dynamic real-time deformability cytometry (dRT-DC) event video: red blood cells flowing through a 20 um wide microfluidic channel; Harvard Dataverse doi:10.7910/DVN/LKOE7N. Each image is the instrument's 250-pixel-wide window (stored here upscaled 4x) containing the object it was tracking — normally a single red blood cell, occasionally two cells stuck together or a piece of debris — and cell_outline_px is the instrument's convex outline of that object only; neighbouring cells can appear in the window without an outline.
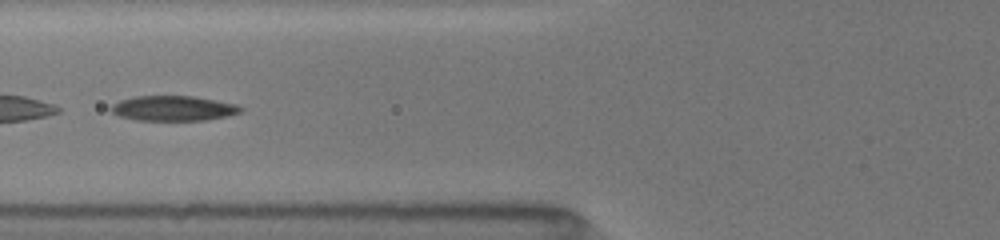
{"species": "common noctule bat (a hibernating species)", "species_latin": "Nyctalus noctula", "temperature_condition": "room temperature", "stored_images_in_passage": 9, "camera_frame_rate_fps": 3000, "um_per_image_px": 0.085, "animal": {"sex": "female", "body_mass_g": 19.5, "forearm_length_mm": 54.1}, "frame": {"image": 1, "passage_image": 8, "time_ms": 4.333, "image_size_px": [1000, 240], "cell_outline_px": [[244, 108], [240, 112], [224, 116], [204, 120], [136, 120], [120, 116], [112, 112], [112, 108], [120, 100], [136, 96], [192, 96], [236, 104]], "centroid_in_image_um": [14.74, 9.2], "position_along_channel_um": 111.1, "area_um2": 18.5}}